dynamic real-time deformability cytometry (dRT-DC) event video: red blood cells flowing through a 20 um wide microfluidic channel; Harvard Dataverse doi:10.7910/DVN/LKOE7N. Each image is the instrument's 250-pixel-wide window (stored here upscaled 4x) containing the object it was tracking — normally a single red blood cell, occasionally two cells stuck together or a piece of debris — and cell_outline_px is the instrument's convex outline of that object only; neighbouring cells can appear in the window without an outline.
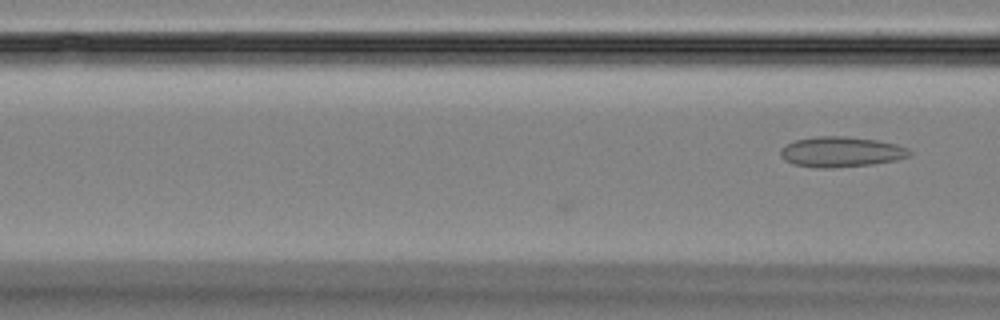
{"species": "Egyptian fruit bat (a non-hibernating species)", "species_latin": "Rousettus aegyptiacus", "temperature_condition": "room temperature", "stored_images_in_passage": 5, "camera_frame_rate_fps": 3000, "um_per_image_px": 0.085, "animal": {"sex": "female"}, "frame": {"image": 1, "passage_image": 5, "time_ms": 1.333, "image_size_px": [1000, 320], "cell_outline_px": [[912, 156], [896, 160], [872, 164], [832, 168], [816, 168], [792, 164], [784, 160], [780, 156], [780, 148], [784, 144], [796, 140], [816, 136], [844, 136], [876, 140], [896, 144], [908, 148], [912, 152]], "centroid_in_image_um": [71.47, 12.91], "position_along_channel_um": 95.1, "area_um2": 23.06}}